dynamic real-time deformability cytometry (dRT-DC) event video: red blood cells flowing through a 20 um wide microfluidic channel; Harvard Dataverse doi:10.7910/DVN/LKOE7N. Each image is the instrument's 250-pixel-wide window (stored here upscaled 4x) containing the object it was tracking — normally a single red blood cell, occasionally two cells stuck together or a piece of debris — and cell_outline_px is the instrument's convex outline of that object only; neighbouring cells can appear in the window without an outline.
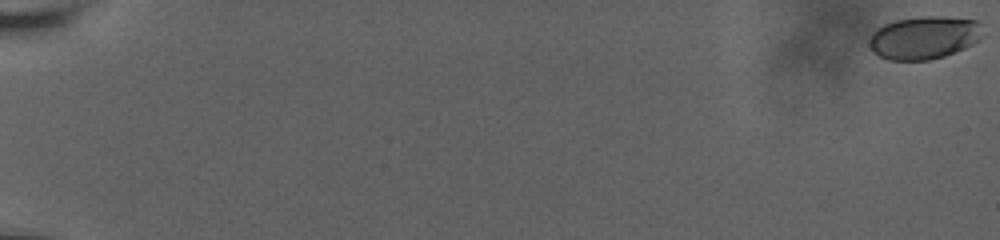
{"species": "human", "species_latin": "Homo sapiens", "temperature_condition": "room temperature", "stored_images_in_passage": 62, "camera_frame_rate_fps": 3000, "um_per_image_px": 0.085, "donor": {"sex": "male"}, "frame": {"image": 1, "passage_image": 1, "time_ms": 0.0, "image_size_px": [1000, 240], "cell_outline_px": [[984, 36], [980, 40], [964, 48], [944, 56], [928, 60], [888, 60], [872, 52], [868, 44], [872, 32], [876, 28], [884, 24], [896, 20], [920, 16], [940, 16], [976, 20], [980, 24]], "centroid_in_image_um": [78.54, 3.19], "position_along_channel_um": 6.5, "area_um2": 28.61}}
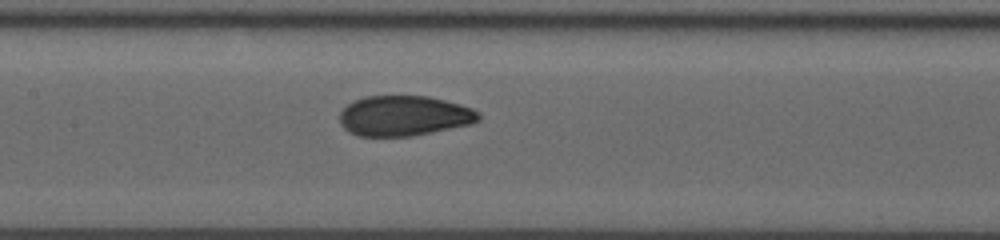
{"frame": {"image": 2, "passage_image": 34, "time_ms": 11.0, "image_size_px": [1000, 240], "cell_outline_px": [[480, 120], [468, 124], [412, 136], [360, 136], [348, 132], [340, 124], [340, 112], [352, 100], [364, 96], [428, 96], [460, 104], [472, 108], [480, 112]], "centroid_in_image_um": [34.31, 9.83], "position_along_channel_um": 173.1, "area_um2": 32.54}}
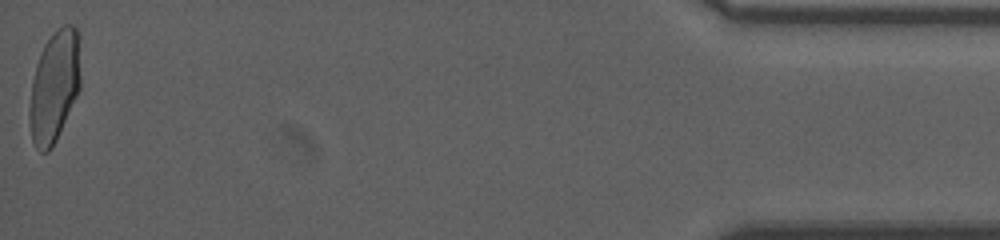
{"frame": {"image": 3, "passage_image": 62, "time_ms": 20.333, "image_size_px": [1000, 240], "cell_outline_px": [[80, 88], [56, 140], [52, 148], [48, 152], [40, 152], [36, 148], [32, 140], [28, 116], [28, 112], [32, 80], [36, 64], [44, 44], [56, 28], [64, 24], [72, 24], [80, 32]], "centroid_in_image_um": [4.63, 7.3], "position_along_channel_um": 430.6, "area_um2": 33.64}, "authors_computed_cell_mechanics": {"area_um2": 32.2235, "velocity_mm_per_s": 3.6588, "shape_relaxation_time_tau1_ms": 6.4703, "shape_relaxation_time_tau2_ms": null, "deformation_change_tau1": 0.1846, "deformation_change_tau2": null}}